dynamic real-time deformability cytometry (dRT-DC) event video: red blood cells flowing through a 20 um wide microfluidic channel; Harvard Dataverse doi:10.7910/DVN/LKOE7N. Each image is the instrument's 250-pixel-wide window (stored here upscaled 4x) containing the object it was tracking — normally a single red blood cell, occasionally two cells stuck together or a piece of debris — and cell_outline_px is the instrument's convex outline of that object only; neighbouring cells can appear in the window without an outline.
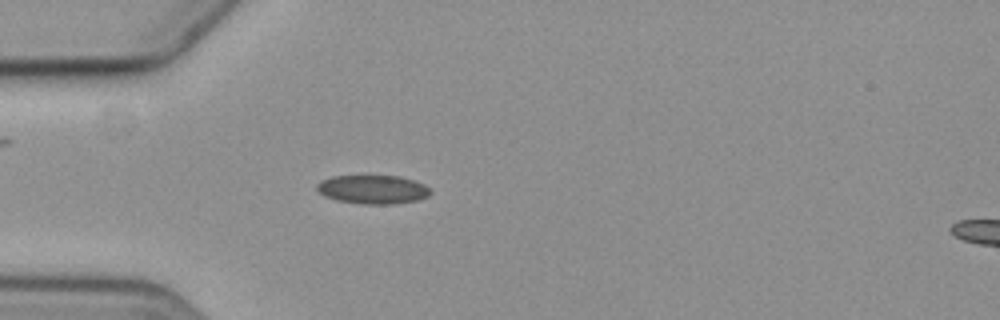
{"species": "common noctule bat (a hibernating species)", "species_latin": "Nyctalus noctula", "temperature_condition": "cold", "stored_images_in_passage": 4, "camera_frame_rate_fps": 3000, "um_per_image_px": 0.085, "animal": {"sex": "female", "body_mass_g": 19.3, "forearm_length_mm": 54.1}, "frame": {"image": 1, "passage_image": 4, "time_ms": 3.667, "image_size_px": [1000, 320], "cell_outline_px": [[432, 192], [428, 196], [416, 200], [396, 204], [364, 204], [336, 200], [324, 196], [316, 188], [316, 184], [320, 180], [332, 176], [400, 176], [424, 184]], "centroid_in_image_um": [31.67, 16.1], "position_along_channel_um": 53.3, "area_um2": 19.02}}